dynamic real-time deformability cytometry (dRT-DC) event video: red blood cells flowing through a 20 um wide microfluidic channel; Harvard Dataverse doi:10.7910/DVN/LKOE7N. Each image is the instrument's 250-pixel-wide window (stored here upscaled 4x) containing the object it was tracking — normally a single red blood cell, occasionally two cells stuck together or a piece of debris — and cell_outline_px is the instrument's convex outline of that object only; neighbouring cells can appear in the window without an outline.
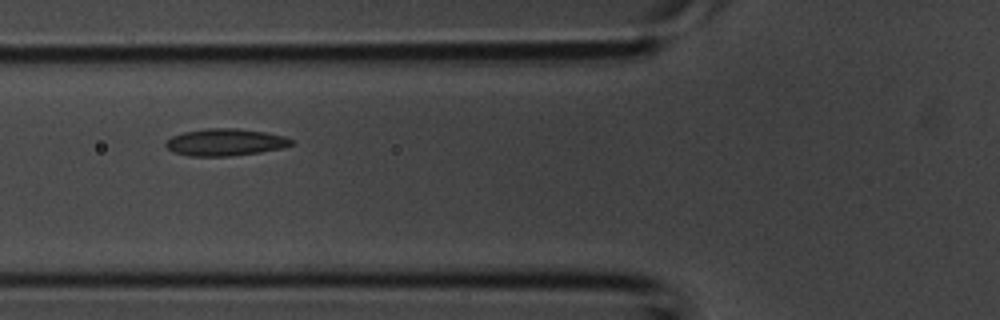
{"species": "common noctule bat (a hibernating species)", "species_latin": "Nyctalus noctula", "temperature_condition": "room temperature", "stored_images_in_passage": 2, "camera_frame_rate_fps": 3000, "um_per_image_px": 0.085, "animal": {"sex": "male", "body_mass_g": 20.1, "forearm_length_mm": 53.5}, "frame": {"image": 1, "passage_image": 2, "time_ms": 0.333, "image_size_px": [1000, 320], "cell_outline_px": [[296, 144], [284, 148], [260, 152], [228, 156], [188, 156], [172, 152], [164, 144], [172, 136], [184, 132], [204, 128], [236, 128], [264, 132], [284, 136], [292, 140]], "centroid_in_image_um": [19.16, 12.09], "position_along_channel_um": 106.6, "area_um2": 19.88}}